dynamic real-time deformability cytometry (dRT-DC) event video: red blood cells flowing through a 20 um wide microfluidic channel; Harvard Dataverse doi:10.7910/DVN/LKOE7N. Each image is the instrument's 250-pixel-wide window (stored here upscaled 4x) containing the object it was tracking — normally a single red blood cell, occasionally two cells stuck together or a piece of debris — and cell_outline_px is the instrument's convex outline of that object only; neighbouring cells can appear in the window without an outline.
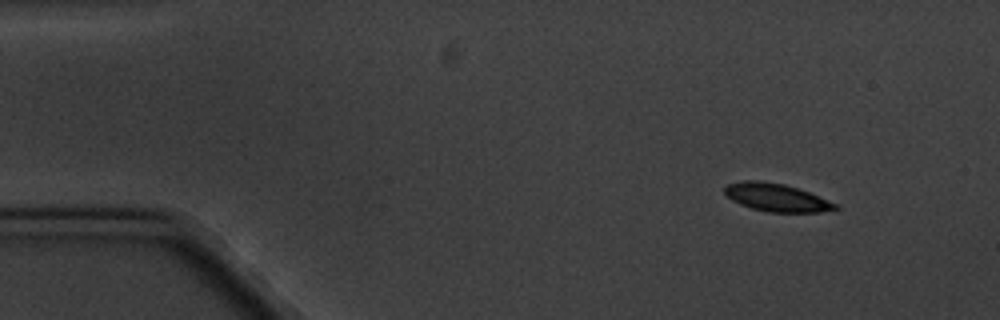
{"species": "common noctule bat (a hibernating species)", "species_latin": "Nyctalus noctula", "temperature_condition": "cold", "stored_images_in_passage": 4, "camera_frame_rate_fps": 3000, "um_per_image_px": 0.085, "animal": {"sex": "male", "body_mass_g": 20.1, "forearm_length_mm": 53.5}, "frame": {"image": 1, "passage_image": 1, "time_ms": 0.0, "image_size_px": [1000, 320], "cell_outline_px": [[840, 208], [820, 212], [768, 212], [752, 208], [740, 204], [732, 200], [724, 192], [724, 188], [728, 184], [744, 180], [760, 180], [784, 184], [808, 192], [840, 204]], "centroid_in_image_um": [66.02, 16.79], "position_along_channel_um": 19.0, "area_um2": 17.98}}
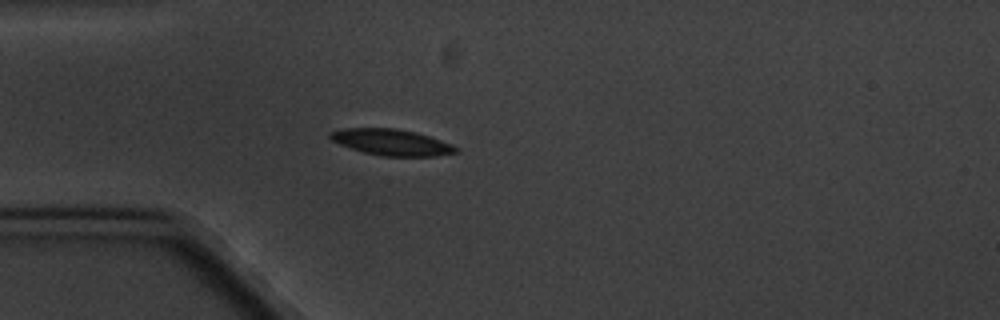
{"frame": {"image": 2, "passage_image": 4, "time_ms": 3.333, "image_size_px": [1000, 320], "cell_outline_px": [[460, 152], [436, 156], [380, 156], [364, 152], [340, 144], [332, 140], [328, 136], [328, 132], [344, 128], [396, 128], [416, 132], [452, 144], [460, 148]], "centroid_in_image_um": [33.31, 12.09], "position_along_channel_um": 51.7, "area_um2": 19.25}}